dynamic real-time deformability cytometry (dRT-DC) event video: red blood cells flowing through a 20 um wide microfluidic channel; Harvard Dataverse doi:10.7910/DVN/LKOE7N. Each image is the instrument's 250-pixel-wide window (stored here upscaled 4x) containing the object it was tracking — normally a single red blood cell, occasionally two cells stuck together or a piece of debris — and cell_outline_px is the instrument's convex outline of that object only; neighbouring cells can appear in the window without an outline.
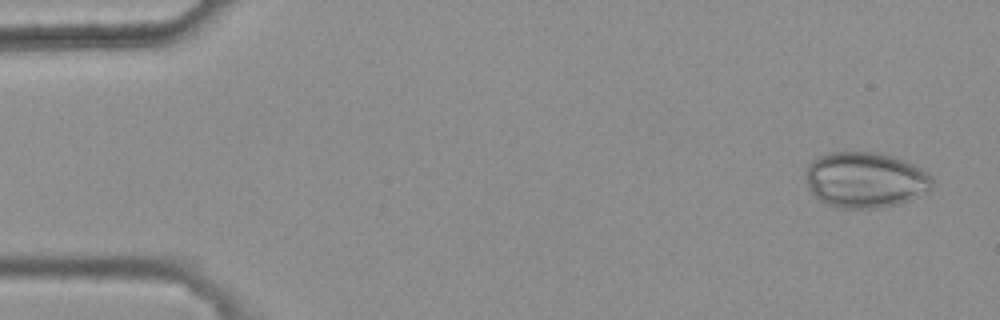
{"species": "common noctule bat (a hibernating species)", "species_latin": "Nyctalus noctula", "temperature_condition": "warm", "stored_images_in_passage": 7, "camera_frame_rate_fps": 3000, "um_per_image_px": 0.085, "animal": {"sex": "female", "body_mass_g": 25.1}, "frame": {"image": 1, "passage_image": 1, "time_ms": 0.0, "image_size_px": [1000, 320], "cell_outline_px": [[932, 188], [928, 192], [920, 196], [896, 204], [880, 208], [840, 208], [828, 204], [820, 200], [808, 188], [804, 176], [804, 168], [816, 156], [828, 152], [876, 152], [892, 156], [904, 160], [928, 172], [932, 176]], "centroid_in_image_um": [73.52, 15.28], "position_along_channel_um": 11.5, "area_um2": 41.5}}
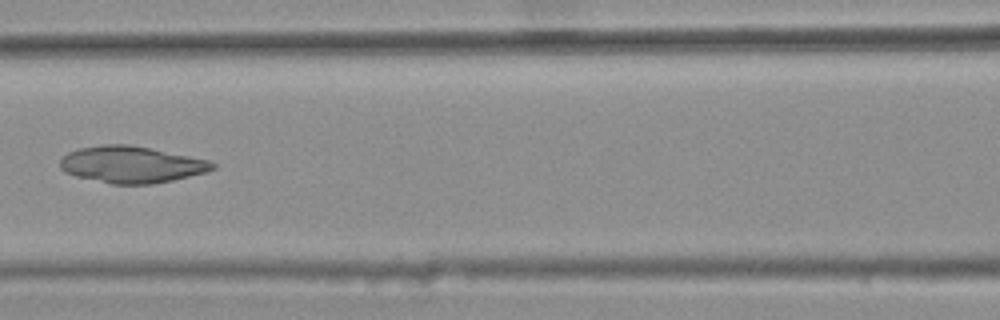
{"frame": {"image": 2, "passage_image": 6, "time_ms": 1.667, "image_size_px": [1000, 320], "cell_outline_px": [[216, 168], [208, 172], [172, 180], [152, 184], [112, 184], [76, 176], [64, 172], [60, 168], [60, 160], [68, 152], [80, 148], [104, 144], [128, 144], [208, 160], [216, 164]], "centroid_in_image_um": [11.16, 13.99], "position_along_channel_um": 155.4, "area_um2": 32.37}}
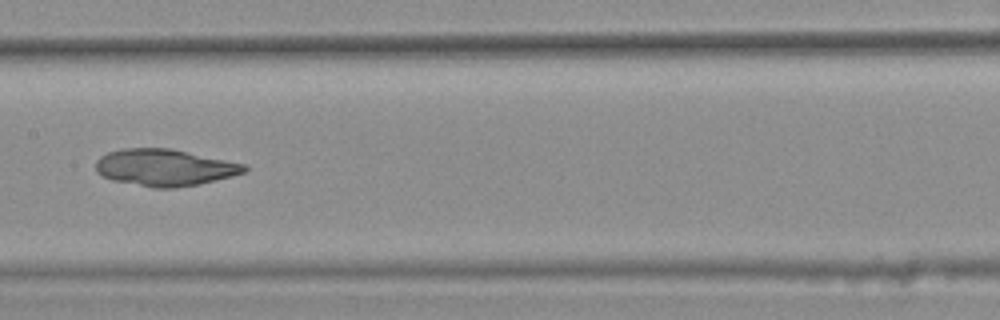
{"frame": {"image": 3, "passage_image": 7, "time_ms": 2.0, "image_size_px": [1000, 320], "cell_outline_px": [[248, 168], [244, 172], [232, 176], [216, 180], [196, 184], [172, 188], [152, 188], [112, 180], [96, 172], [96, 160], [100, 156], [108, 152], [124, 148], [168, 148], [244, 164]], "centroid_in_image_um": [13.94, 14.24], "position_along_channel_um": 193.5, "area_um2": 31.5}}